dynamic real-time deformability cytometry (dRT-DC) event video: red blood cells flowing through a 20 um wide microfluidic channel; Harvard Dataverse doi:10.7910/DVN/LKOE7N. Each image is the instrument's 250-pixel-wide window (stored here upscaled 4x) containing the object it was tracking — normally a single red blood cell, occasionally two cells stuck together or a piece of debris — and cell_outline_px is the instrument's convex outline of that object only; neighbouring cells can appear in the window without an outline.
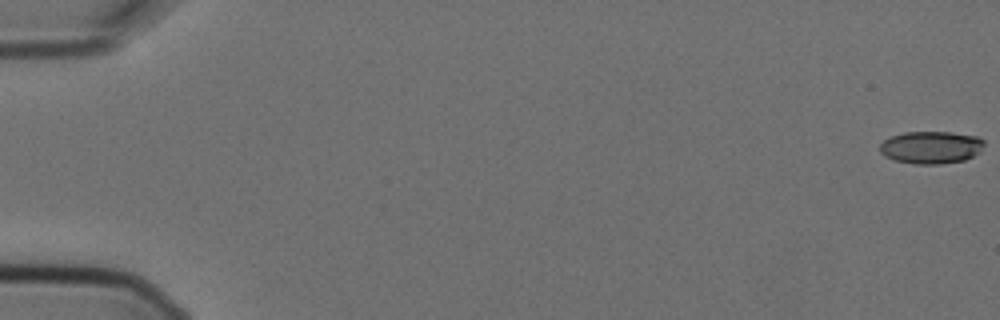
{"species": "Egyptian fruit bat (a non-hibernating species)", "species_latin": "Rousettus aegyptiacus", "temperature_condition": "cold", "stored_images_in_passage": 6, "camera_frame_rate_fps": 3000, "um_per_image_px": 0.085, "animal": {"sex": "female"}, "frame": {"image": 1, "passage_image": 1, "time_ms": 0.0, "image_size_px": [1000, 320], "cell_outline_px": [[984, 144], [980, 152], [964, 160], [940, 164], [912, 164], [896, 160], [884, 156], [880, 152], [880, 144], [884, 140], [892, 136], [904, 132], [952, 132], [976, 136], [984, 140]], "centroid_in_image_um": [79.14, 12.52], "position_along_channel_um": 5.9, "area_um2": 19.77}}
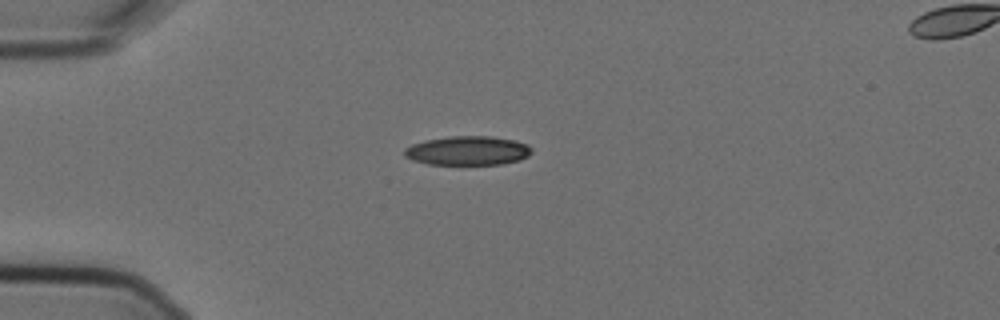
{"frame": {"image": 2, "passage_image": 4, "time_ms": 1.0, "image_size_px": [1000, 320], "cell_outline_px": [[532, 152], [528, 156], [520, 160], [504, 164], [428, 164], [412, 160], [404, 156], [404, 148], [412, 144], [424, 140], [448, 136], [488, 136], [516, 140], [528, 144], [532, 148]], "centroid_in_image_um": [39.76, 12.8], "position_along_channel_um": 45.2, "area_um2": 21.79}}
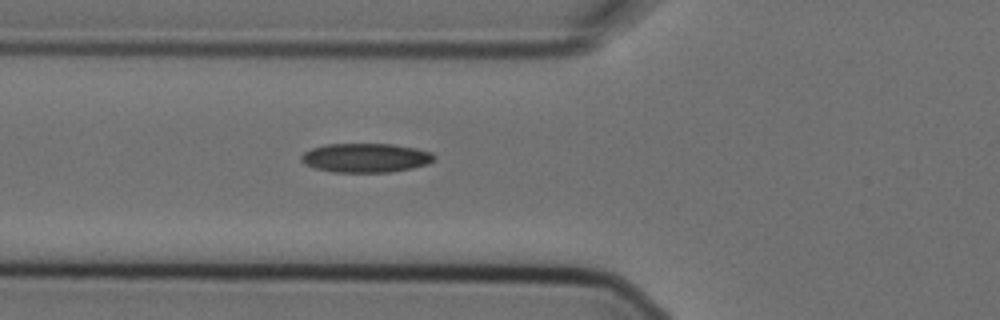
{"frame": {"image": 3, "passage_image": 6, "time_ms": 1.667, "image_size_px": [1000, 320], "cell_outline_px": [[436, 160], [428, 164], [412, 168], [388, 172], [332, 172], [316, 168], [304, 164], [300, 160], [300, 156], [304, 152], [312, 148], [324, 144], [392, 144], [416, 148], [432, 152], [436, 156]], "centroid_in_image_um": [31.1, 13.41], "position_along_channel_um": 94.7, "area_um2": 22.72}}